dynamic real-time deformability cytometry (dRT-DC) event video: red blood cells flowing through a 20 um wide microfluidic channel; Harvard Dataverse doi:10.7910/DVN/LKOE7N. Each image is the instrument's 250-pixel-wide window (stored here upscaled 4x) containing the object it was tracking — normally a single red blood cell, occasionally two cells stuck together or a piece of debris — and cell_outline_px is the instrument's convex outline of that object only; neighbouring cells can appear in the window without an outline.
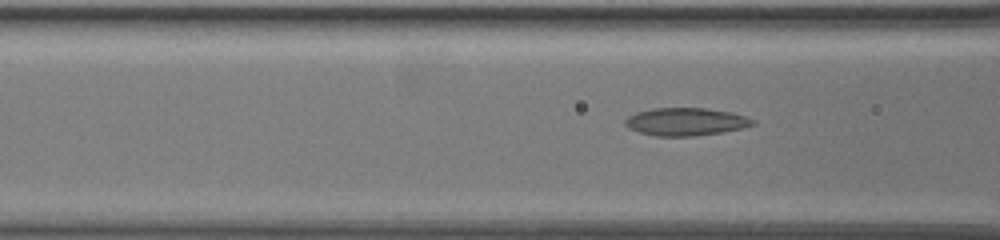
{"species": "common noctule bat (a hibernating species)", "species_latin": "Nyctalus noctula", "temperature_condition": "warm", "stored_images_in_passage": 43, "camera_frame_rate_fps": 3000, "um_per_image_px": 0.085, "animal": {"sex": "female", "body_mass_g": 19.5, "forearm_length_mm": 54.1}, "frame": {"image": 1, "passage_image": 4, "time_ms": 1.0, "image_size_px": [1000, 240], "cell_outline_px": [[748, 124], [732, 128], [712, 132], [672, 136], [644, 132], [636, 128], [628, 120], [644, 112], [664, 108], [692, 108], [720, 112], [736, 116]], "centroid_in_image_um": [58.17, 10.33], "position_along_channel_um": 108.4, "area_um2": 16.88}}
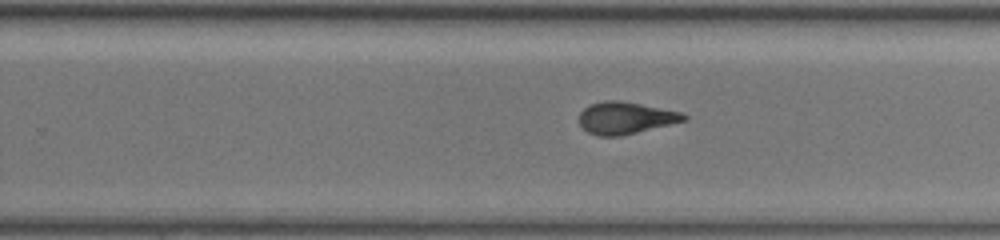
{"frame": {"image": 2, "passage_image": 20, "time_ms": 6.333, "image_size_px": [1000, 240], "cell_outline_px": [[684, 120], [632, 132], [592, 132], [584, 128], [580, 120], [580, 116], [588, 108], [596, 104], [632, 104], [676, 112], [684, 116]], "centroid_in_image_um": [53.19, 10.03], "position_along_channel_um": 276.6, "area_um2": 16.01}}
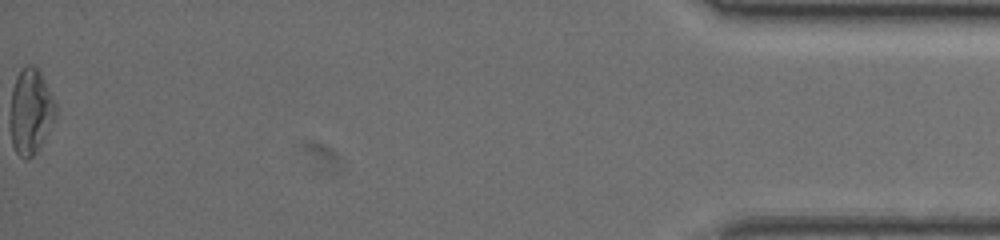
{"frame": {"image": 3, "passage_image": 43, "time_ms": 14.0, "image_size_px": [1000, 240], "cell_outline_px": [[44, 104], [32, 152], [28, 156], [12, 136], [12, 96], [16, 80], [20, 72], [36, 72], [44, 100]], "centroid_in_image_um": [2.27, 9.36], "position_along_channel_um": 432.9, "area_um2": 14.39}}